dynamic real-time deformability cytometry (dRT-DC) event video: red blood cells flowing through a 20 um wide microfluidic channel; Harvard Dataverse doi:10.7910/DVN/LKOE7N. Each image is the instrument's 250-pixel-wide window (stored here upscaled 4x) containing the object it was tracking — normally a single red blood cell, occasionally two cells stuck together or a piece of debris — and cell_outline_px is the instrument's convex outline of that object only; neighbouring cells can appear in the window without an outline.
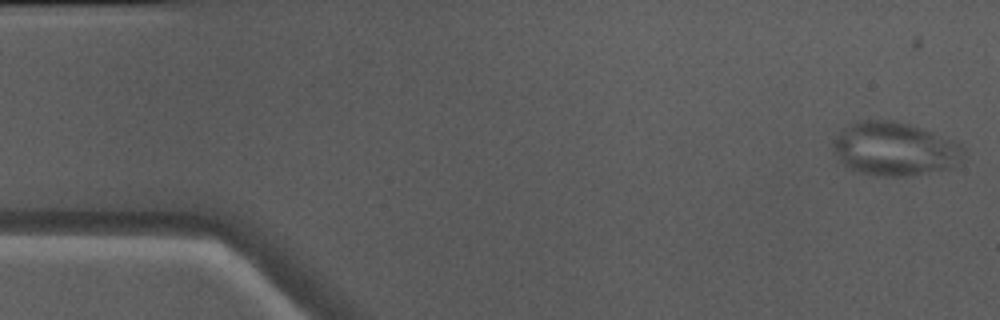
{"species": "Egyptian fruit bat (a non-hibernating species)", "species_latin": "Rousettus aegyptiacus", "temperature_condition": "warm", "stored_images_in_passage": 46, "camera_frame_rate_fps": 3000, "um_per_image_px": 0.085, "animal": {"sex": "male"}, "frame": {"image": 1, "passage_image": 1, "time_ms": 0.0, "image_size_px": [1000, 320], "cell_outline_px": [[964, 156], [952, 168], [904, 176], [880, 176], [860, 172], [844, 164], [840, 160], [836, 152], [832, 140], [840, 128], [860, 120], [896, 120], [920, 128], [960, 144], [964, 148]], "centroid_in_image_um": [76.02, 12.64], "position_along_channel_um": 9.0, "area_um2": 40.29}}